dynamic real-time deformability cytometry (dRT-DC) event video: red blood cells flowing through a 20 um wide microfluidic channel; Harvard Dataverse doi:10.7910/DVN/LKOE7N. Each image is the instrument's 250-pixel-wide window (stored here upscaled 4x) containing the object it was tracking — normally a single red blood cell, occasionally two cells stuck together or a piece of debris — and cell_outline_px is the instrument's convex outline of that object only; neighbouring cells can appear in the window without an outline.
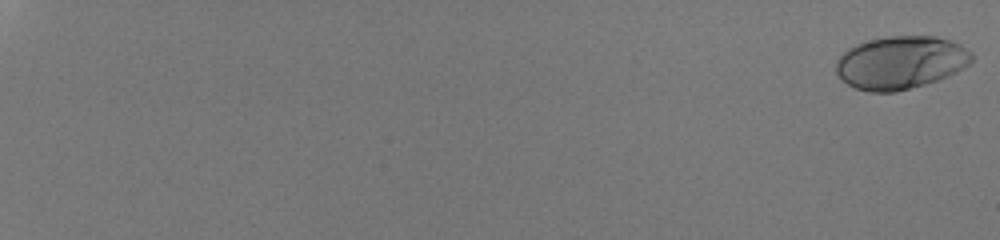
{"species": "human", "species_latin": "Homo sapiens", "temperature_condition": "room temperature", "stored_images_in_passage": 55, "camera_frame_rate_fps": 3000, "um_per_image_px": 0.085, "donor": {"sex": "male"}, "frame": {"image": 1, "passage_image": 1, "time_ms": 0.0, "image_size_px": [1000, 240], "cell_outline_px": [[972, 60], [968, 64], [956, 72], [936, 80], [924, 84], [896, 92], [872, 92], [856, 88], [848, 84], [836, 72], [836, 60], [848, 48], [856, 44], [888, 36], [936, 36], [960, 44], [972, 52]], "centroid_in_image_um": [76.55, 5.31], "position_along_channel_um": 8.4, "area_um2": 41.5}}
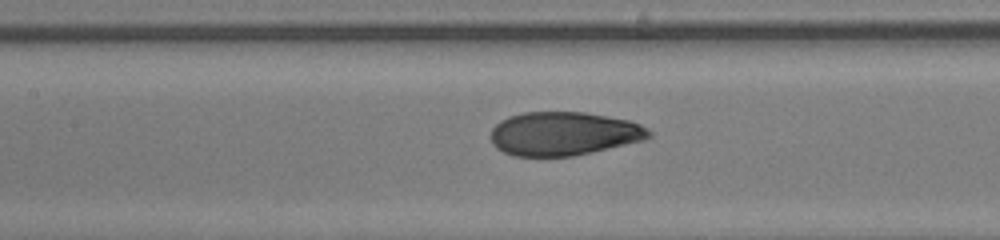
{"frame": {"image": 2, "passage_image": 32, "time_ms": 10.333, "image_size_px": [1000, 240], "cell_outline_px": [[652, 136], [644, 140], [572, 156], [512, 156], [496, 148], [492, 144], [492, 128], [500, 120], [508, 116], [524, 112], [584, 112], [608, 116], [628, 120], [640, 124], [648, 128], [652, 132]], "centroid_in_image_um": [47.91, 11.35], "position_along_channel_um": 159.5, "area_um2": 40.23}}
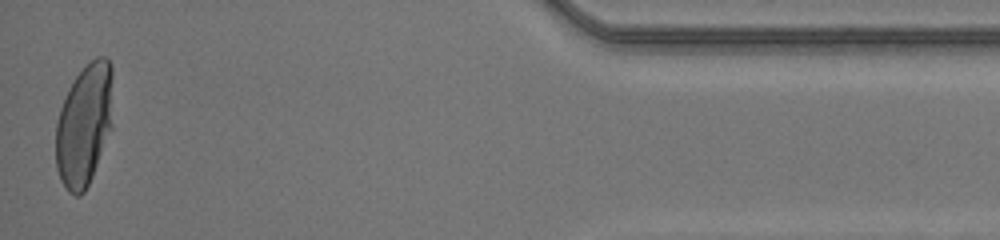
{"frame": {"image": 3, "passage_image": 55, "time_ms": 18.0, "image_size_px": [1000, 240], "cell_outline_px": [[112, 128], [92, 176], [84, 192], [80, 196], [76, 196], [68, 192], [60, 180], [56, 168], [56, 124], [60, 108], [68, 88], [76, 76], [96, 56], [104, 56], [112, 64]], "centroid_in_image_um": [7.16, 10.62], "position_along_channel_um": 428.0, "area_um2": 40.86}, "authors_computed_cell_mechanics": {"area_um2": 40.5178, "velocity_mm_per_s": 4.1939, "shape_relaxation_time_tau1_ms": 4.5323, "shape_relaxation_time_tau2_ms": null, "deformation_change_tau1": 0.2159, "deformation_change_tau2": null}}